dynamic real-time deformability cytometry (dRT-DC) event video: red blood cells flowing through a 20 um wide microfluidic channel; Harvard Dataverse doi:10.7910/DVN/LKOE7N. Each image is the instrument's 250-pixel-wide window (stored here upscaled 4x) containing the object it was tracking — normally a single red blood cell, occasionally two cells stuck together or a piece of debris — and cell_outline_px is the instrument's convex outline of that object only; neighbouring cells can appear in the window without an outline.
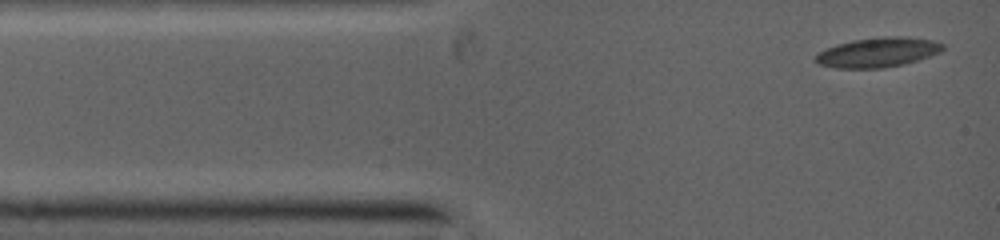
{"species": "common noctule bat (a hibernating species)", "species_latin": "Nyctalus noctula", "temperature_condition": "warm", "stored_images_in_passage": 7, "camera_frame_rate_fps": 5000, "um_per_image_px": 0.085, "animal": {"sex": "female", "body_mass_g": 19.0, "forearm_length_mm": 53.3}, "frame": {"image": 1, "passage_image": 1, "time_ms": 0.0, "image_size_px": [1000, 240], "cell_outline_px": [[944, 48], [940, 52], [916, 60], [884, 68], [836, 68], [820, 64], [816, 60], [816, 56], [820, 52], [828, 48], [840, 44], [856, 40], [884, 36], [928, 40], [944, 44]], "centroid_in_image_um": [74.6, 4.47], "position_along_channel_um": 10.4, "area_um2": 21.04}}
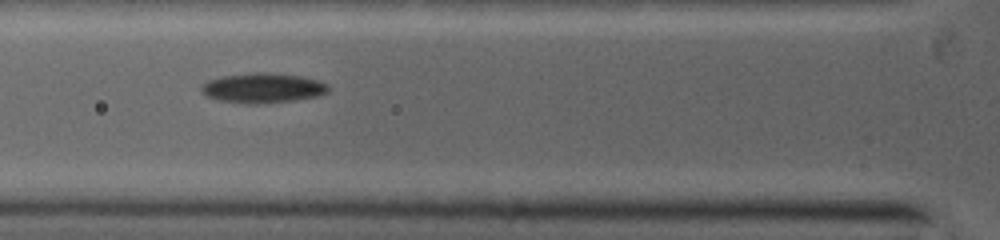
{"frame": {"image": 2, "passage_image": 5, "time_ms": 3.2, "image_size_px": [1000, 240], "cell_outline_px": [[328, 88], [324, 92], [312, 96], [292, 100], [220, 100], [208, 96], [200, 88], [208, 80], [224, 76], [300, 76], [316, 80], [324, 84]], "centroid_in_image_um": [22.31, 7.47], "position_along_channel_um": 103.5, "area_um2": 18.9}}
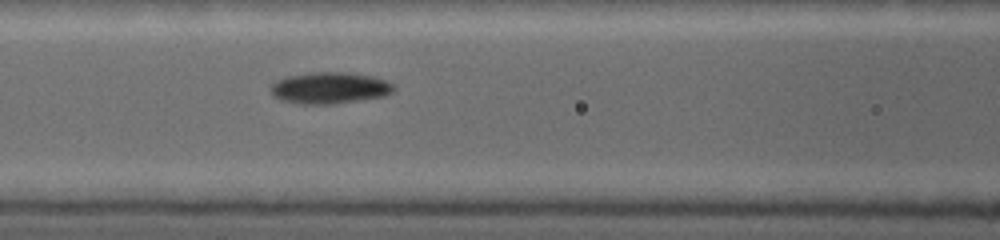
{"frame": {"image": 3, "passage_image": 7, "time_ms": 4.0, "image_size_px": [1000, 240], "cell_outline_px": [[392, 92], [384, 96], [332, 104], [304, 104], [284, 100], [276, 96], [272, 92], [272, 84], [288, 76], [312, 72], [340, 72], [368, 76], [384, 80], [392, 84]], "centroid_in_image_um": [28.02, 7.48], "position_along_channel_um": 138.6, "area_um2": 21.79}}